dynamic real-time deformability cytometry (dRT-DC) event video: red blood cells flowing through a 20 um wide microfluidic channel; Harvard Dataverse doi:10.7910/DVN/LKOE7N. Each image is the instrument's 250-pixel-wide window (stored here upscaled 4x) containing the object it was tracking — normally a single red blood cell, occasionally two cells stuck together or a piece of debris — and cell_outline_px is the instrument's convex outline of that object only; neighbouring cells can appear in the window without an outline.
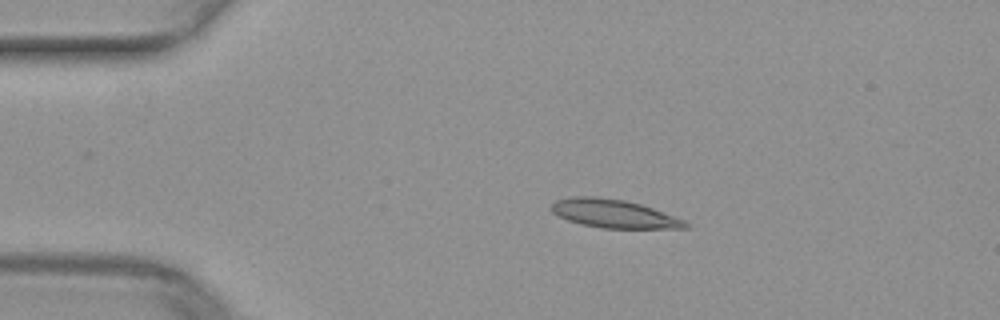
{"species": "common noctule bat (a hibernating species)", "species_latin": "Nyctalus noctula", "temperature_condition": "warm", "stored_images_in_passage": 41, "camera_frame_rate_fps": 3000, "um_per_image_px": 0.085, "animal": {"sex": "female", "body_mass_g": 29.2, "forearm_length_mm": 56.3}, "frame": {"image": 1, "passage_image": 1, "time_ms": 0.0, "image_size_px": [1000, 320], "cell_outline_px": [[692, 224], [688, 228], [604, 228], [580, 224], [568, 220], [552, 212], [552, 204], [556, 200], [568, 196], [596, 196], [624, 200], [640, 204], [652, 208], [684, 220]], "centroid_in_image_um": [52.17, 18.16], "position_along_channel_um": 32.8, "area_um2": 22.08}}
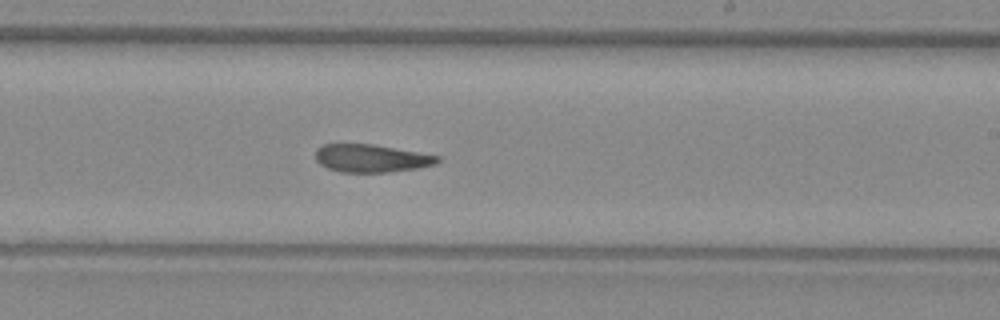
{"frame": {"image": 2, "passage_image": 21, "time_ms": 6.667, "image_size_px": [1000, 320], "cell_outline_px": [[440, 160], [436, 164], [416, 168], [388, 172], [340, 172], [328, 168], [320, 164], [316, 160], [316, 148], [324, 144], [372, 144], [440, 156]], "centroid_in_image_um": [31.54, 13.45], "position_along_channel_um": 257.5, "area_um2": 19.65}}
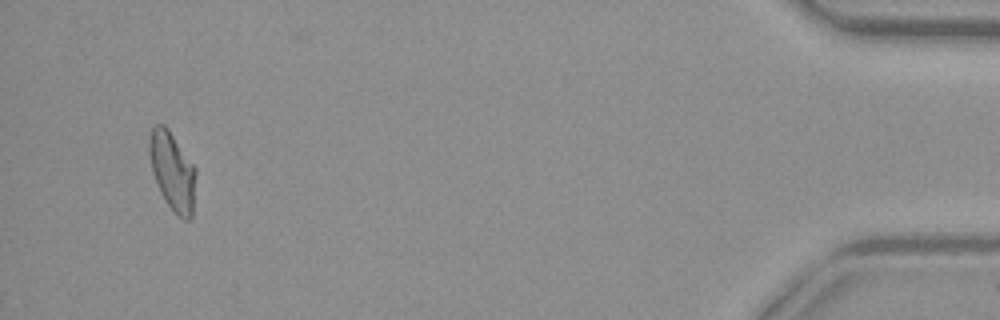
{"frame": {"image": 3, "passage_image": 39, "time_ms": 12.667, "image_size_px": [1000, 320], "cell_outline_px": [[196, 176], [192, 216], [188, 220], [184, 220], [172, 212], [164, 200], [156, 184], [152, 172], [148, 152], [148, 140], [152, 128], [156, 124], [164, 124], [168, 128], [196, 168]], "centroid_in_image_um": [14.64, 14.57], "position_along_channel_um": 420.6, "area_um2": 21.62}}